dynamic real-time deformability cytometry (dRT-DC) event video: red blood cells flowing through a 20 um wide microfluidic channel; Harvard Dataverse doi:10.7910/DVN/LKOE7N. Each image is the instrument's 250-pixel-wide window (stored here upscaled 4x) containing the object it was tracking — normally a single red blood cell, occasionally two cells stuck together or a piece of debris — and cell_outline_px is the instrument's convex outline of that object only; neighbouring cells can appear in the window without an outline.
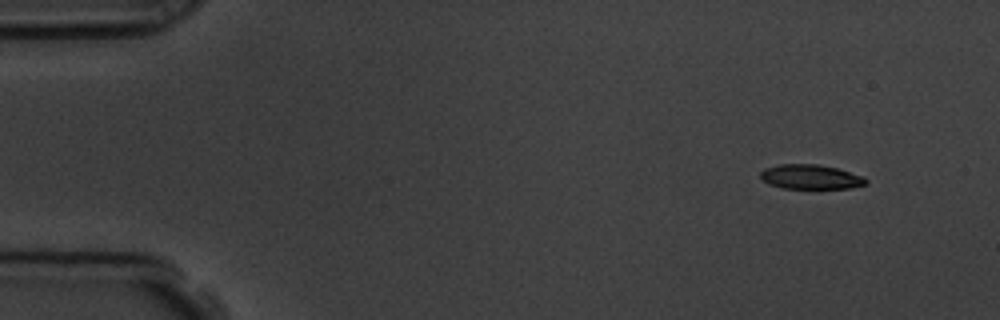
{"species": "common noctule bat (a hibernating species)", "species_latin": "Nyctalus noctula", "temperature_condition": "room temperature", "stored_images_in_passage": 50, "camera_frame_rate_fps": 3000, "um_per_image_px": 0.085, "animal": {"sex": "male", "body_mass_g": 19.5, "forearm_length_mm": 54.6}, "frame": {"image": 1, "passage_image": 1, "time_ms": 0.0, "image_size_px": [1000, 320], "cell_outline_px": [[868, 184], [852, 188], [784, 188], [768, 184], [760, 176], [760, 172], [764, 168], [780, 164], [816, 164], [836, 168], [864, 176], [868, 180]], "centroid_in_image_um": [68.93, 15.03], "position_along_channel_um": 16.1, "area_um2": 15.09}}
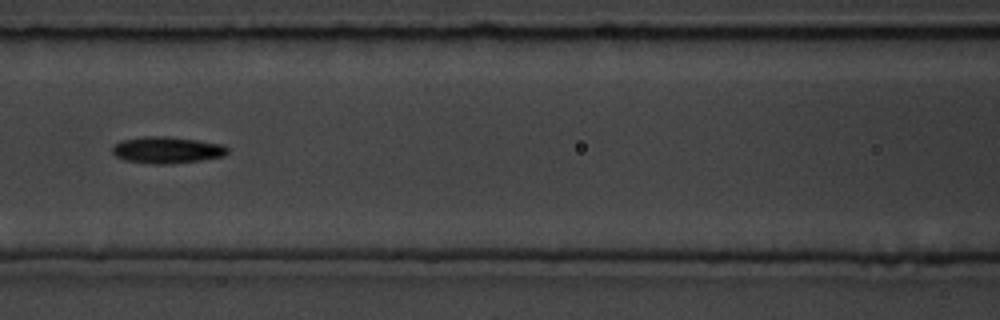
{"frame": {"image": 2, "passage_image": 20, "time_ms": 6.333, "image_size_px": [1000, 320], "cell_outline_px": [[228, 152], [224, 156], [200, 160], [172, 164], [152, 164], [124, 160], [116, 156], [112, 152], [112, 148], [120, 140], [144, 136], [168, 136], [224, 144], [228, 148]], "centroid_in_image_um": [14.19, 12.75], "position_along_channel_um": 152.4, "area_um2": 17.98}}
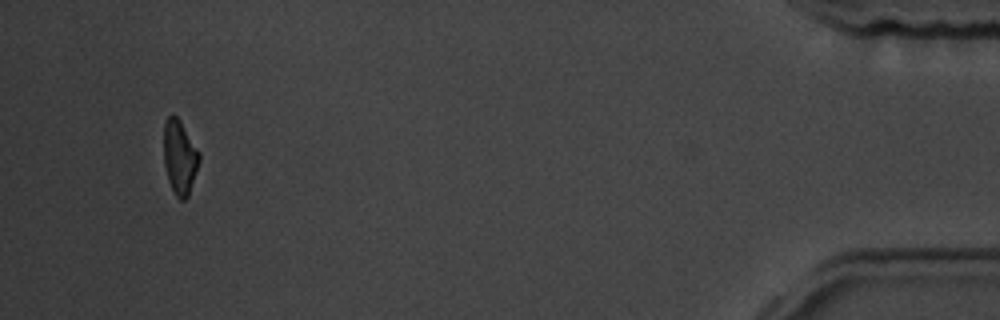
{"frame": {"image": 3, "passage_image": 47, "time_ms": 15.333, "image_size_px": [1000, 320], "cell_outline_px": [[200, 160], [188, 196], [184, 200], [180, 200], [176, 196], [168, 180], [164, 164], [164, 124], [168, 116], [172, 112], [180, 120], [200, 152]], "centroid_in_image_um": [15.28, 13.33], "position_along_channel_um": 419.9, "area_um2": 15.37}, "authors_computed_cell_mechanics": {"area_um2": 16.5886, "velocity_mm_per_s": 3.8325, "shape_relaxation_time_tau1_ms": 2.3558, "shape_relaxation_time_tau2_ms": 4.3321, "deformation_change_tau1": 0.143, "deformation_change_tau2": 0.1135}}